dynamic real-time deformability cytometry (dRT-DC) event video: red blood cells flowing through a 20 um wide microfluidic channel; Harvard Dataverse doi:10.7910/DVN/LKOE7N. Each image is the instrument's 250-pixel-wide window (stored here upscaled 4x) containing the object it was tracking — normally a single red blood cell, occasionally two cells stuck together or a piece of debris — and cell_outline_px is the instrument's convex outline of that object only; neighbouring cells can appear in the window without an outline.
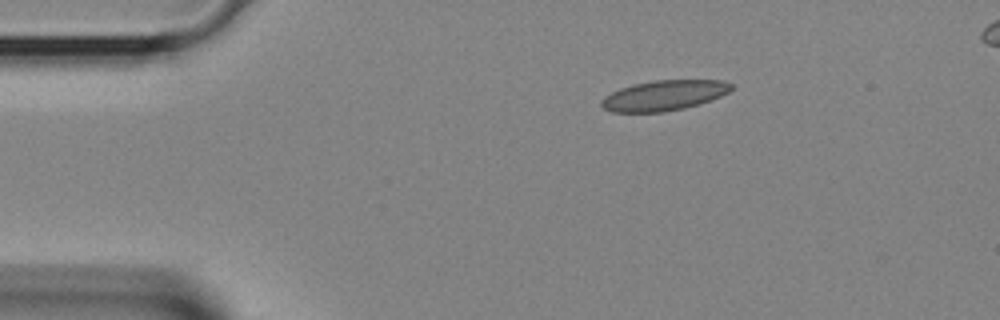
{"species": "Egyptian fruit bat (a non-hibernating species)", "species_latin": "Rousettus aegyptiacus", "temperature_condition": "room temperature", "stored_images_in_passage": 6, "camera_frame_rate_fps": 3000, "um_per_image_px": 0.085, "animal": {"sex": "female"}, "frame": {"image": 1, "passage_image": 1, "time_ms": 0.0, "image_size_px": [1000, 320], "cell_outline_px": [[732, 88], [728, 92], [720, 96], [684, 108], [664, 112], [612, 112], [604, 108], [600, 104], [600, 100], [604, 96], [620, 88], [632, 84], [656, 80], [724, 80], [732, 84]], "centroid_in_image_um": [56.4, 8.1], "position_along_channel_um": 28.6, "area_um2": 22.77}}